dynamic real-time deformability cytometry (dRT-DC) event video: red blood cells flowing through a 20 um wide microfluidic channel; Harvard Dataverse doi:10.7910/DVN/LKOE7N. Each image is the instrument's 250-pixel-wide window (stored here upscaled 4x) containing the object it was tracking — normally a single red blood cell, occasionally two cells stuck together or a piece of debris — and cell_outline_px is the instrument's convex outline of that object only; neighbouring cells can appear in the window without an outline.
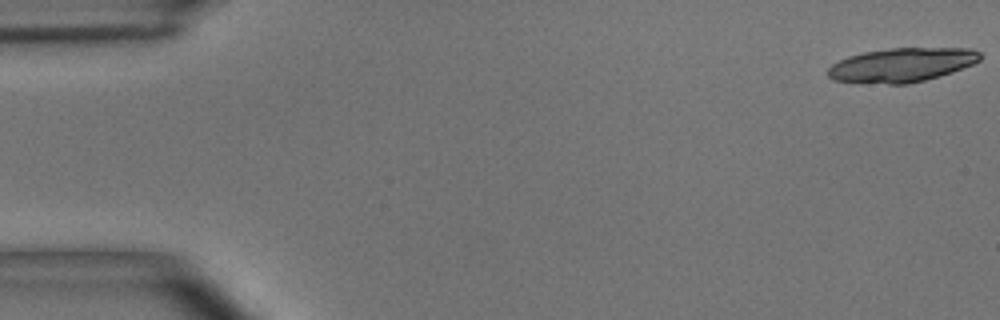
{"species": "common noctule bat (a hibernating species)", "species_latin": "Nyctalus noctula", "temperature_condition": "room temperature", "stored_images_in_passage": 18, "camera_frame_rate_fps": 3000, "um_per_image_px": 0.085, "animal": {"sex": "male", "body_mass_g": 15.6}, "frame": {"image": 1, "passage_image": 1, "time_ms": 0.0, "image_size_px": [1000, 320], "cell_outline_px": [[980, 60], [972, 64], [940, 76], [908, 84], [888, 84], [832, 80], [828, 76], [828, 68], [832, 64], [848, 56], [864, 52], [892, 48], [972, 48], [980, 52]], "centroid_in_image_um": [76.65, 5.52], "position_along_channel_um": 8.4, "area_um2": 30.0}}
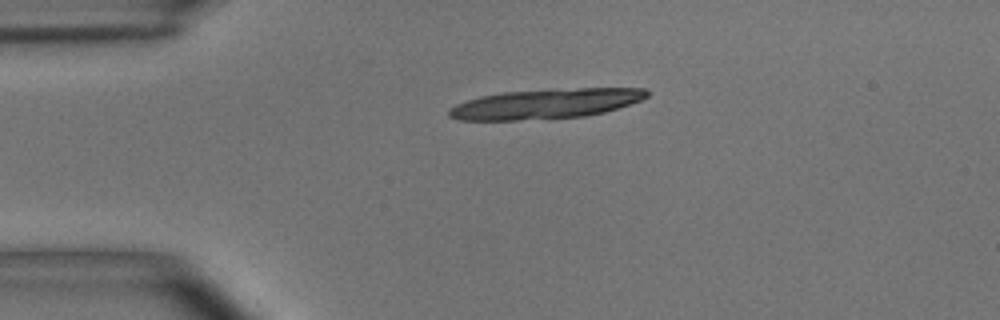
{"frame": {"image": 2, "passage_image": 12, "time_ms": 3.667, "image_size_px": [1000, 320], "cell_outline_px": [[648, 96], [640, 100], [604, 112], [584, 116], [516, 120], [460, 120], [448, 116], [448, 108], [456, 104], [480, 96], [504, 92], [580, 88], [644, 88], [648, 92]], "centroid_in_image_um": [46.34, 8.82], "position_along_channel_um": 38.7, "area_um2": 33.99}}